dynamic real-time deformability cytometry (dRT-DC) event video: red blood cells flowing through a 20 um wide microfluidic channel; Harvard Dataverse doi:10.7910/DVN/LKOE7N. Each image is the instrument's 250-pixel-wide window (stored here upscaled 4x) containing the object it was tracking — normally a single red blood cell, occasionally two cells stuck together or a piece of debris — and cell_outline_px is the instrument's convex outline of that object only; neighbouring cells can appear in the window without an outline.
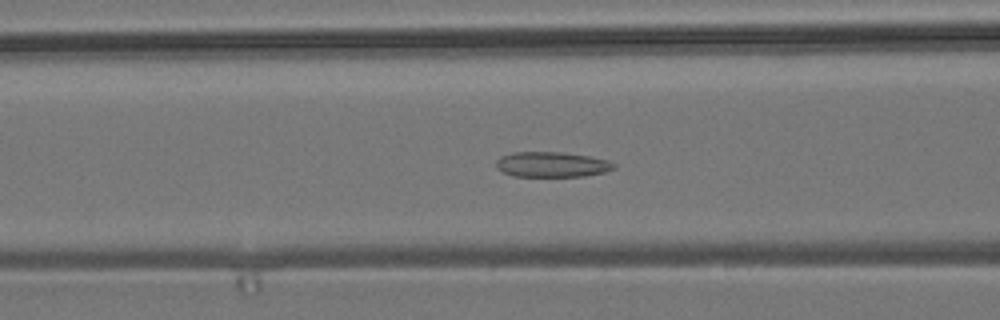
{"species": "common noctule bat (a hibernating species)", "species_latin": "Nyctalus noctula", "temperature_condition": "room temperature", "stored_images_in_passage": 48, "camera_frame_rate_fps": 3000, "um_per_image_px": 0.085, "animal": {"sex": "male", "body_mass_g": 19.2, "forearm_length_mm": 51.8}, "frame": {"image": 1, "passage_image": 15, "time_ms": 4.667, "image_size_px": [1000, 320], "cell_outline_px": [[616, 168], [604, 172], [584, 176], [512, 176], [496, 168], [496, 160], [500, 156], [512, 152], [560, 152], [588, 156], [608, 160], [616, 164]], "centroid_in_image_um": [46.89, 13.98], "position_along_channel_um": 119.7, "area_um2": 17.34}}
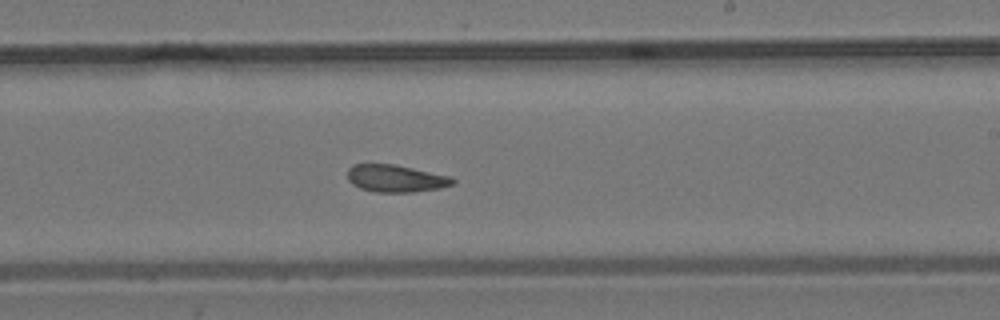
{"frame": {"image": 2, "passage_image": 26, "time_ms": 8.333, "image_size_px": [1000, 320], "cell_outline_px": [[456, 184], [440, 188], [412, 192], [372, 192], [360, 188], [352, 184], [348, 180], [348, 168], [352, 164], [392, 164], [452, 176], [456, 180]], "centroid_in_image_um": [33.65, 15.17], "position_along_channel_um": 255.3, "area_um2": 16.88}}
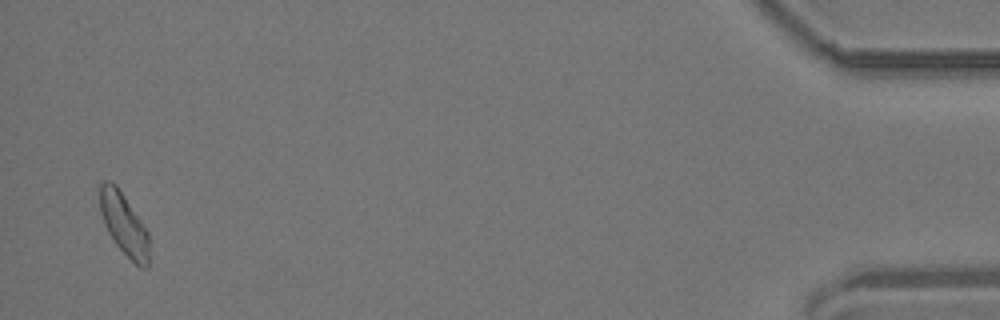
{"frame": {"image": 3, "passage_image": 47, "time_ms": 15.333, "image_size_px": [1000, 320], "cell_outline_px": [[148, 268], [140, 268], [116, 244], [108, 232], [104, 224], [100, 212], [100, 184], [104, 180], [112, 180], [116, 184], [148, 232]], "centroid_in_image_um": [10.51, 19.03], "position_along_channel_um": 424.7, "area_um2": 17.51}, "authors_computed_cell_mechanics": {"area_um2": 17.4267, "velocity_mm_per_s": 3.699, "shape_relaxation_time_tau1_ms": null, "shape_relaxation_time_tau2_ms": 3.3518, "deformation_change_tau1": null, "deformation_change_tau2": 0.1098}}